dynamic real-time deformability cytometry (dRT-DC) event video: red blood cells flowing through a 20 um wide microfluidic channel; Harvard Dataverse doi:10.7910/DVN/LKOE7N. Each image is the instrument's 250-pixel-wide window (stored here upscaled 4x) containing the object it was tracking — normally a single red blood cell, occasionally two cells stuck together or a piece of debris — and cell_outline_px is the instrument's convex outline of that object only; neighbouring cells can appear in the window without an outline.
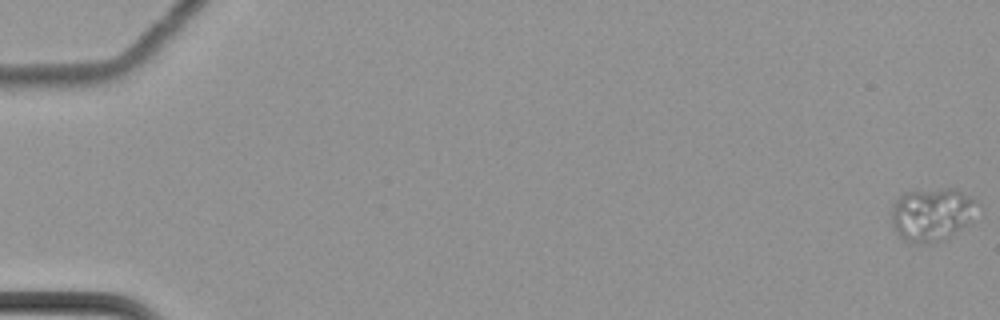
{"species": "common noctule bat (a hibernating species)", "species_latin": "Nyctalus noctula", "temperature_condition": "cold", "stored_images_in_passage": 11, "camera_frame_rate_fps": 3000, "um_per_image_px": 0.085, "animal": {"sex": "female", "body_mass_g": 22.7, "forearm_length_mm": 54.2}, "frame": {"image": 1, "passage_image": 1, "time_ms": 0.0, "image_size_px": [1000, 320], "cell_outline_px": [[980, 204], [968, 224], [944, 240], [924, 244], [908, 244], [896, 232], [892, 224], [892, 204], [904, 192], [940, 188], [956, 188], [972, 196]], "centroid_in_image_um": [79.22, 18.22], "position_along_channel_um": 5.8, "area_um2": 27.11}}